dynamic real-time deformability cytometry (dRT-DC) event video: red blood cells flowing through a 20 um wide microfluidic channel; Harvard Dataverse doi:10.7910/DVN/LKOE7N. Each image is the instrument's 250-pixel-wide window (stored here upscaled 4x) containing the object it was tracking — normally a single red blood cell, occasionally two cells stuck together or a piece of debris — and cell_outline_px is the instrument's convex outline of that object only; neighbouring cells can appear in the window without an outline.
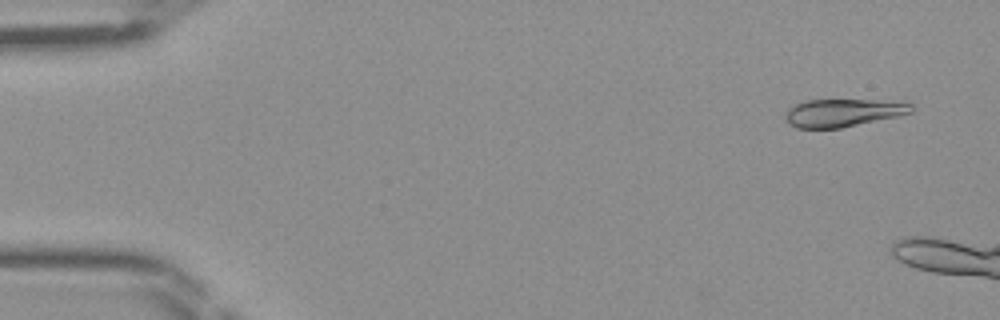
{"species": "Egyptian fruit bat (a non-hibernating species)", "species_latin": "Rousettus aegyptiacus", "temperature_condition": "room temperature", "stored_images_in_passage": 6, "camera_frame_rate_fps": 3000, "um_per_image_px": 0.085, "frame": {"image": 1, "passage_image": 1, "time_ms": 0.0, "image_size_px": [1000, 320], "cell_outline_px": [[912, 112], [900, 116], [840, 128], [796, 128], [784, 120], [784, 116], [788, 108], [804, 100], [876, 100], [912, 104]], "centroid_in_image_um": [71.61, 9.59], "position_along_channel_um": 13.4, "area_um2": 20.4}}